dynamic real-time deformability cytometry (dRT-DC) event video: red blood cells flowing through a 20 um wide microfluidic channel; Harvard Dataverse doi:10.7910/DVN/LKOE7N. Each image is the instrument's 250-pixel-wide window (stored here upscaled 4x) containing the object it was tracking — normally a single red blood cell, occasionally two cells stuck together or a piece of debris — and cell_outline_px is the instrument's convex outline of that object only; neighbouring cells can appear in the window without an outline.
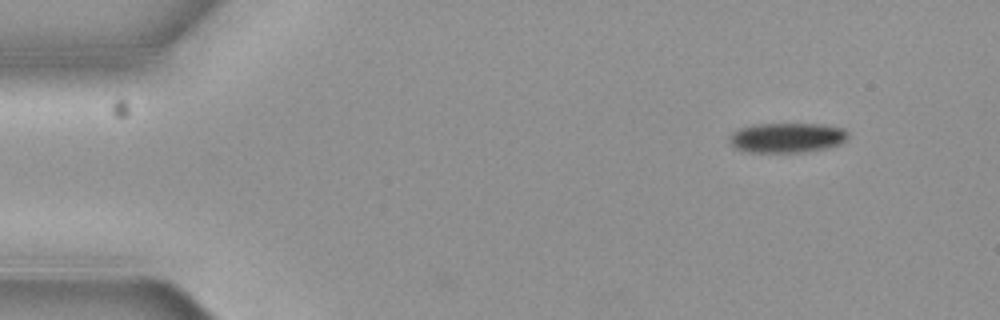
{"species": "common noctule bat (a hibernating species)", "species_latin": "Nyctalus noctula", "temperature_condition": "cold", "stored_images_in_passage": 4, "camera_frame_rate_fps": 3000, "um_per_image_px": 0.085, "animal": {"sex": "female", "body_mass_g": 19.3, "forearm_length_mm": 54.1}, "frame": {"image": 1, "passage_image": 1, "time_ms": 0.0, "image_size_px": [1000, 320], "cell_outline_px": [[848, 136], [840, 144], [828, 148], [804, 152], [748, 152], [736, 148], [732, 144], [732, 132], [740, 128], [752, 124], [820, 124], [844, 128], [848, 132]], "centroid_in_image_um": [66.94, 11.7], "position_along_channel_um": 18.1, "area_um2": 20.52}}
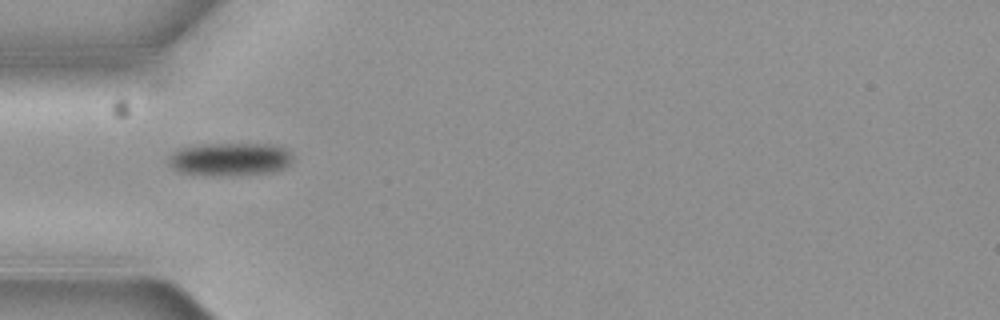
{"frame": {"image": 2, "passage_image": 4, "time_ms": 1.0, "image_size_px": [1000, 320], "cell_outline_px": [[292, 160], [284, 168], [272, 172], [184, 172], [172, 168], [168, 164], [168, 156], [172, 152], [180, 148], [200, 144], [268, 144], [284, 148], [292, 156]], "centroid_in_image_um": [19.53, 13.46], "position_along_channel_um": 65.5, "area_um2": 22.48}}